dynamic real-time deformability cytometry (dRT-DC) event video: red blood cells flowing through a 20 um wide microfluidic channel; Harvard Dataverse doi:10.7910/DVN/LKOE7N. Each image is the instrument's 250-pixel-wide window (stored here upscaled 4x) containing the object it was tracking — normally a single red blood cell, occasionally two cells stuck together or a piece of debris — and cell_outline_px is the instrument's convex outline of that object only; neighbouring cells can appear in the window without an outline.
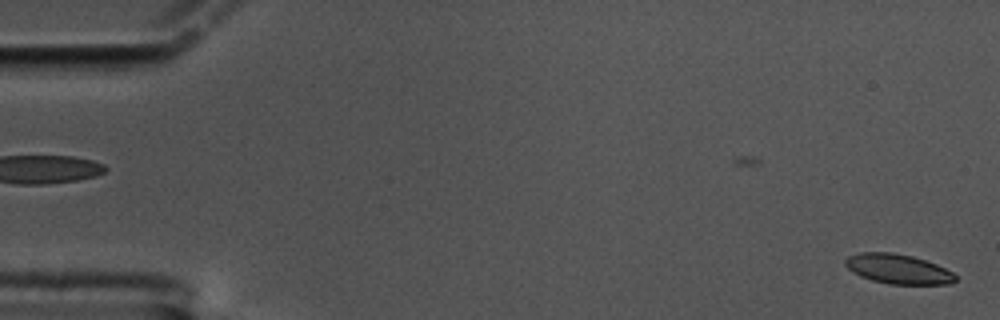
{"species": "common noctule bat (a hibernating species)", "species_latin": "Nyctalus noctula", "temperature_condition": "cold", "stored_images_in_passage": 54, "camera_frame_rate_fps": 3000, "um_per_image_px": 0.085, "animal": {"sex": "male", "body_mass_g": 17.5, "forearm_length_mm": 52.3}, "frame": {"image": 1, "passage_image": 1, "time_ms": 0.0, "image_size_px": [1000, 320], "cell_outline_px": [[956, 280], [948, 284], [888, 284], [872, 280], [860, 276], [852, 272], [844, 264], [844, 260], [848, 256], [860, 252], [892, 252], [912, 256], [936, 264], [952, 272], [956, 276]], "centroid_in_image_um": [76.3, 22.86], "position_along_channel_um": 8.7, "area_um2": 19.02}}
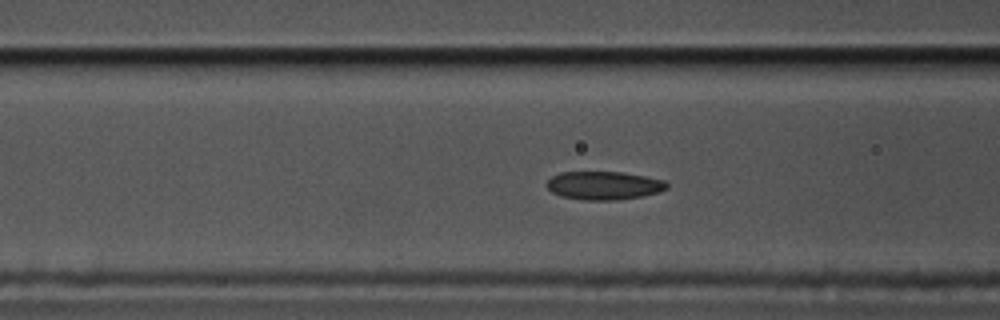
{"frame": {"image": 2, "passage_image": 23, "time_ms": 7.333, "image_size_px": [1000, 320], "cell_outline_px": [[668, 188], [660, 192], [640, 196], [616, 200], [584, 200], [560, 196], [552, 192], [548, 188], [548, 180], [552, 176], [560, 172], [620, 172], [644, 176], [664, 180], [668, 184]], "centroid_in_image_um": [51.33, 15.77], "position_along_channel_um": 115.3, "area_um2": 19.71}}
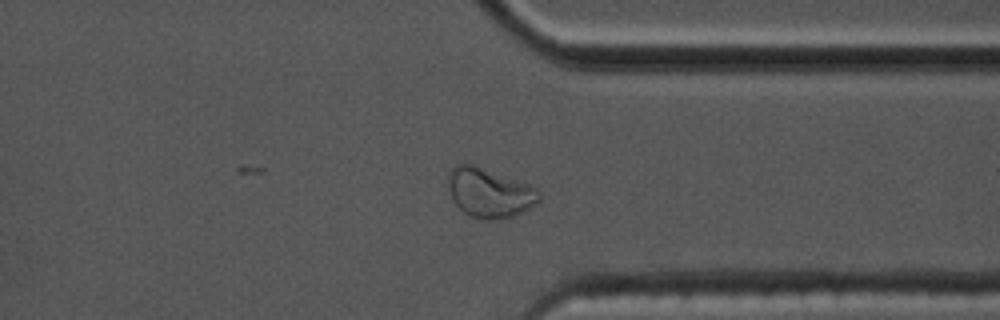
{"frame": {"image": 3, "passage_image": 46, "time_ms": 15.0, "image_size_px": [1000, 320], "cell_outline_px": [[540, 200], [528, 208], [512, 216], [468, 216], [452, 200], [448, 184], [448, 172], [456, 164], [472, 164], [528, 184], [536, 188], [540, 192]], "centroid_in_image_um": [41.57, 16.33], "position_along_channel_um": 369.8, "area_um2": 25.14}, "authors_computed_cell_mechanics": {"area_um2": 19.7387, "velocity_mm_per_s": 3.3369, "shape_relaxation_time_tau1_ms": 10.1374, "shape_relaxation_time_tau2_ms": 1.8209, "deformation_change_tau1": 0.1607, "deformation_change_tau2": 0.0486}}